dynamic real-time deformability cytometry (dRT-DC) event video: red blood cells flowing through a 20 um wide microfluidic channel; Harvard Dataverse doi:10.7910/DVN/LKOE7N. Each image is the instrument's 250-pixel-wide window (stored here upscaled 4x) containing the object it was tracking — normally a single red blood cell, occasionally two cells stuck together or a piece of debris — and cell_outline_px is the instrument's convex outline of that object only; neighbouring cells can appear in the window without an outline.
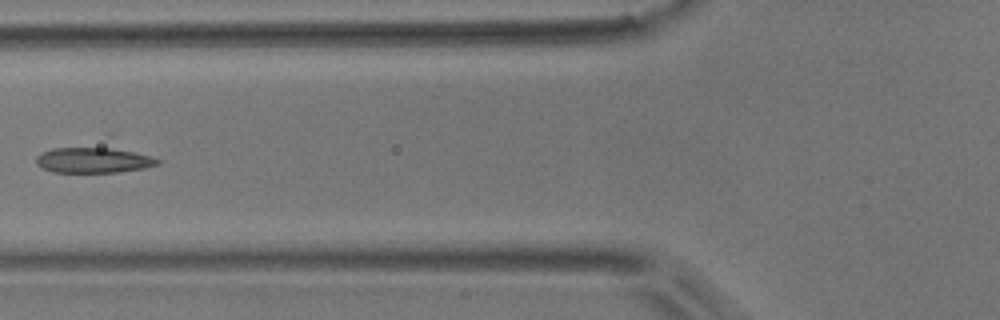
{"species": "common noctule bat (a hibernating species)", "species_latin": "Nyctalus noctula", "temperature_condition": "room temperature", "stored_images_in_passage": 4, "camera_frame_rate_fps": 3000, "um_per_image_px": 0.085, "animal": {"sex": "male", "body_mass_g": 17.9}, "frame": {"image": 1, "passage_image": 3, "time_ms": 0.667, "image_size_px": [1000, 320], "cell_outline_px": [[160, 164], [144, 168], [116, 172], [52, 172], [40, 168], [36, 164], [36, 156], [40, 152], [52, 148], [108, 148], [132, 152], [148, 156], [160, 160]], "centroid_in_image_um": [7.85, 13.63], "position_along_channel_um": 118.0, "area_um2": 17.8}}
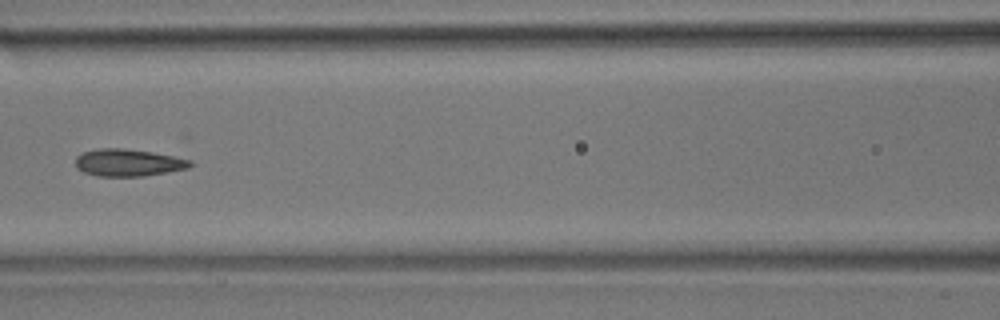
{"frame": {"image": 2, "passage_image": 4, "time_ms": 1.0, "image_size_px": [1000, 320], "cell_outline_px": [[192, 164], [188, 168], [168, 172], [144, 176], [96, 176], [84, 172], [76, 168], [76, 156], [84, 152], [100, 148], [120, 148], [152, 152], [192, 160]], "centroid_in_image_um": [10.89, 13.83], "position_along_channel_um": 155.7, "area_um2": 18.09}}